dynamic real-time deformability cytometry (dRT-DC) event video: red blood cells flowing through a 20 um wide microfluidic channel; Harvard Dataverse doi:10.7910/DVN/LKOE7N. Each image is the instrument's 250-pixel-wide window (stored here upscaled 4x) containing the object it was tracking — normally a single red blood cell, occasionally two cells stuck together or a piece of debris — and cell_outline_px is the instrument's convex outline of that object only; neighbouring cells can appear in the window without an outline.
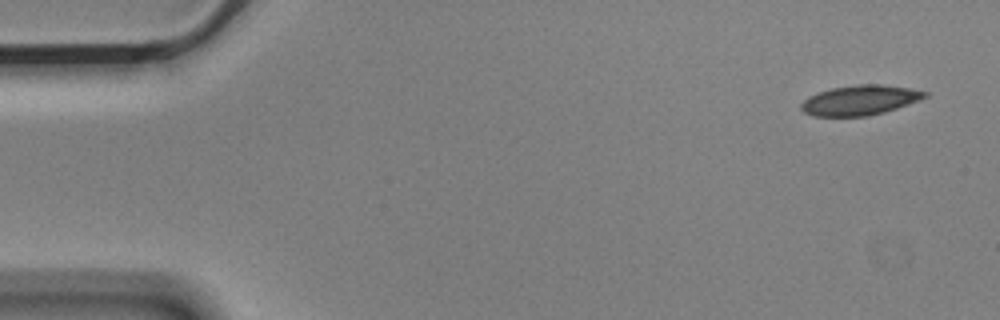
{"species": "Egyptian fruit bat (a non-hibernating species)", "species_latin": "Rousettus aegyptiacus", "temperature_condition": "cold", "stored_images_in_passage": 14, "camera_frame_rate_fps": 3000, "um_per_image_px": 0.085, "animal": {"sex": "male"}, "frame": {"image": 1, "passage_image": 1, "time_ms": 0.0, "image_size_px": [1000, 320], "cell_outline_px": [[928, 96], [908, 104], [884, 112], [868, 116], [812, 116], [804, 112], [800, 108], [800, 104], [804, 100], [820, 92], [832, 88], [856, 84], [880, 84], [908, 88], [928, 92]], "centroid_in_image_um": [73.09, 8.52], "position_along_channel_um": 11.9, "area_um2": 21.33}}
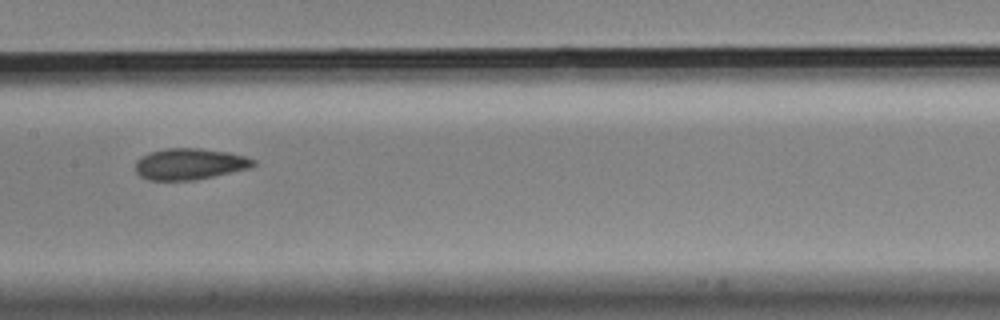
{"frame": {"image": 2, "passage_image": 7, "time_ms": 2.0, "image_size_px": [1000, 320], "cell_outline_px": [[256, 164], [252, 168], [192, 180], [148, 180], [140, 176], [136, 172], [136, 160], [152, 152], [164, 148], [200, 148], [228, 152], [244, 156], [256, 160]], "centroid_in_image_um": [16.15, 13.94], "position_along_channel_um": 191.3, "area_um2": 21.39}}
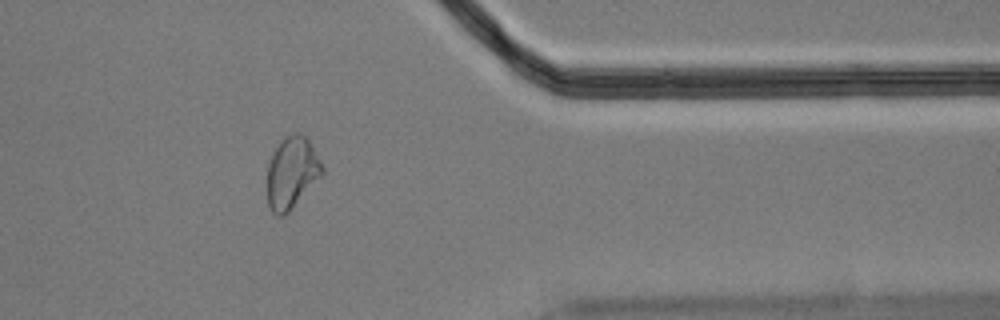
{"frame": {"image": 3, "passage_image": 12, "time_ms": 3.667, "image_size_px": [1000, 320], "cell_outline_px": [[324, 172], [288, 212], [284, 216], [276, 216], [272, 212], [268, 204], [268, 164], [272, 152], [280, 140], [284, 136], [292, 132], [300, 132], [308, 140], [320, 160], [324, 168]], "centroid_in_image_um": [24.78, 14.64], "position_along_channel_um": 386.6, "area_um2": 22.83}}